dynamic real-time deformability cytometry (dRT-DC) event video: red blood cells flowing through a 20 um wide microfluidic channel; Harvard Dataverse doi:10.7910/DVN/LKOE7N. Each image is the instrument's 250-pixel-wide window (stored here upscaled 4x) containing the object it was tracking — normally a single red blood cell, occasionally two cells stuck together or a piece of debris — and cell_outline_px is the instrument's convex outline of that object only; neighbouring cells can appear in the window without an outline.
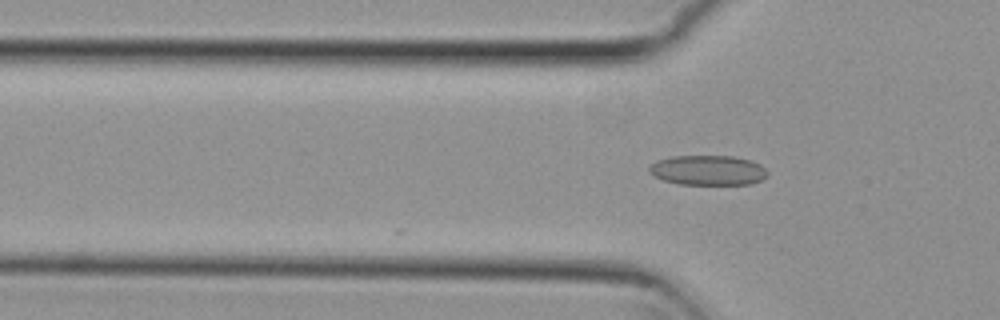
{"species": "common noctule bat (a hibernating species)", "species_latin": "Nyctalus noctula", "temperature_condition": "cold", "stored_images_in_passage": 16, "camera_frame_rate_fps": 3000, "um_per_image_px": 0.085, "animal": {"sex": "female", "body_mass_g": 29.2, "forearm_length_mm": 56.3}, "frame": {"image": 1, "passage_image": 16, "time_ms": 5.0, "image_size_px": [1000, 320], "cell_outline_px": [[768, 176], [752, 184], [680, 184], [664, 180], [652, 176], [648, 172], [648, 168], [656, 160], [672, 156], [732, 156], [752, 160], [760, 164], [768, 172]], "centroid_in_image_um": [60.17, 14.47], "position_along_channel_um": 65.6, "area_um2": 20.75}}